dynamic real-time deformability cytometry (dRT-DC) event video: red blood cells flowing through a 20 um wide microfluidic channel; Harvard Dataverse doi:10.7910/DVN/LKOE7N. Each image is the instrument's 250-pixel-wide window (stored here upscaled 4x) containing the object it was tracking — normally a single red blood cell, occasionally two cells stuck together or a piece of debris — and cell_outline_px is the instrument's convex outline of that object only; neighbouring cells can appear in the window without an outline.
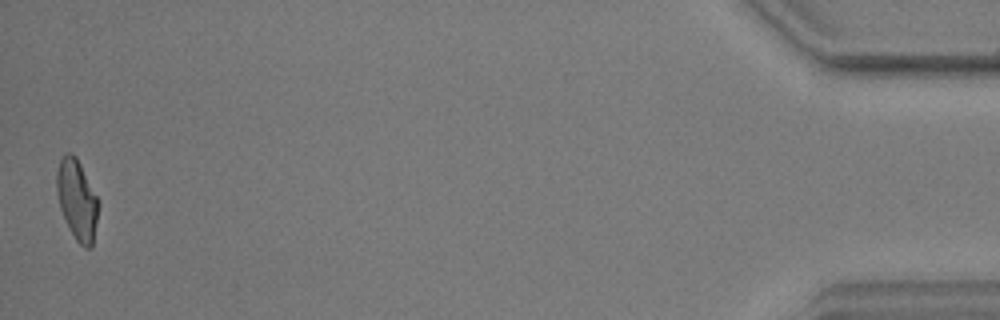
{"species": "common noctule bat (a hibernating species)", "species_latin": "Nyctalus noctula", "temperature_condition": "warm", "stored_images_in_passage": 34, "camera_frame_rate_fps": 3000, "um_per_image_px": 0.085, "animal": {"sex": "male", "body_mass_g": 17.9, "forearm_length_mm": 54.2}, "frame": {"image": 1, "passage_image": 34, "time_ms": 11.0, "image_size_px": [1000, 320], "cell_outline_px": [[96, 220], [92, 248], [84, 248], [76, 240], [68, 228], [60, 208], [56, 188], [56, 172], [60, 160], [68, 152], [72, 152], [76, 156], [96, 196]], "centroid_in_image_um": [6.5, 16.99], "position_along_channel_um": 428.7, "area_um2": 18.96}}